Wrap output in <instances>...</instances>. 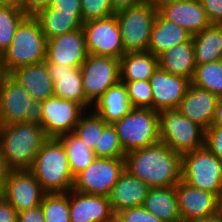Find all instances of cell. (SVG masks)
Instances as JSON below:
<instances>
[{
    "label": "cell",
    "instance_id": "31",
    "mask_svg": "<svg viewBox=\"0 0 222 222\" xmlns=\"http://www.w3.org/2000/svg\"><path fill=\"white\" fill-rule=\"evenodd\" d=\"M57 139L65 148L69 167L74 177L95 160L96 156L94 151L90 149L76 134H65Z\"/></svg>",
    "mask_w": 222,
    "mask_h": 222
},
{
    "label": "cell",
    "instance_id": "35",
    "mask_svg": "<svg viewBox=\"0 0 222 222\" xmlns=\"http://www.w3.org/2000/svg\"><path fill=\"white\" fill-rule=\"evenodd\" d=\"M40 206L45 222H70L68 192L46 193Z\"/></svg>",
    "mask_w": 222,
    "mask_h": 222
},
{
    "label": "cell",
    "instance_id": "36",
    "mask_svg": "<svg viewBox=\"0 0 222 222\" xmlns=\"http://www.w3.org/2000/svg\"><path fill=\"white\" fill-rule=\"evenodd\" d=\"M93 151L96 157L102 158H125L126 155L112 124L105 126Z\"/></svg>",
    "mask_w": 222,
    "mask_h": 222
},
{
    "label": "cell",
    "instance_id": "45",
    "mask_svg": "<svg viewBox=\"0 0 222 222\" xmlns=\"http://www.w3.org/2000/svg\"><path fill=\"white\" fill-rule=\"evenodd\" d=\"M18 212L13 206L5 200L3 196L0 197V222H17Z\"/></svg>",
    "mask_w": 222,
    "mask_h": 222
},
{
    "label": "cell",
    "instance_id": "47",
    "mask_svg": "<svg viewBox=\"0 0 222 222\" xmlns=\"http://www.w3.org/2000/svg\"><path fill=\"white\" fill-rule=\"evenodd\" d=\"M10 171L11 169L8 167L7 163L5 162L0 150V191L1 192H3Z\"/></svg>",
    "mask_w": 222,
    "mask_h": 222
},
{
    "label": "cell",
    "instance_id": "9",
    "mask_svg": "<svg viewBox=\"0 0 222 222\" xmlns=\"http://www.w3.org/2000/svg\"><path fill=\"white\" fill-rule=\"evenodd\" d=\"M125 171V158L96 157L74 178L73 189L91 195L108 197Z\"/></svg>",
    "mask_w": 222,
    "mask_h": 222
},
{
    "label": "cell",
    "instance_id": "46",
    "mask_svg": "<svg viewBox=\"0 0 222 222\" xmlns=\"http://www.w3.org/2000/svg\"><path fill=\"white\" fill-rule=\"evenodd\" d=\"M114 14L126 10L128 8L136 7L144 3L143 0H111Z\"/></svg>",
    "mask_w": 222,
    "mask_h": 222
},
{
    "label": "cell",
    "instance_id": "1",
    "mask_svg": "<svg viewBox=\"0 0 222 222\" xmlns=\"http://www.w3.org/2000/svg\"><path fill=\"white\" fill-rule=\"evenodd\" d=\"M181 168V155L162 142L125 155V170L150 188L176 186L181 180Z\"/></svg>",
    "mask_w": 222,
    "mask_h": 222
},
{
    "label": "cell",
    "instance_id": "43",
    "mask_svg": "<svg viewBox=\"0 0 222 222\" xmlns=\"http://www.w3.org/2000/svg\"><path fill=\"white\" fill-rule=\"evenodd\" d=\"M17 222H45L41 206L18 212Z\"/></svg>",
    "mask_w": 222,
    "mask_h": 222
},
{
    "label": "cell",
    "instance_id": "7",
    "mask_svg": "<svg viewBox=\"0 0 222 222\" xmlns=\"http://www.w3.org/2000/svg\"><path fill=\"white\" fill-rule=\"evenodd\" d=\"M181 180L218 195L222 191V160L205 146L181 155Z\"/></svg>",
    "mask_w": 222,
    "mask_h": 222
},
{
    "label": "cell",
    "instance_id": "20",
    "mask_svg": "<svg viewBox=\"0 0 222 222\" xmlns=\"http://www.w3.org/2000/svg\"><path fill=\"white\" fill-rule=\"evenodd\" d=\"M47 67L54 83V96L81 104L87 111L92 109L93 105L86 99L83 91L80 67L48 62Z\"/></svg>",
    "mask_w": 222,
    "mask_h": 222
},
{
    "label": "cell",
    "instance_id": "22",
    "mask_svg": "<svg viewBox=\"0 0 222 222\" xmlns=\"http://www.w3.org/2000/svg\"><path fill=\"white\" fill-rule=\"evenodd\" d=\"M10 76L30 94L34 101L43 102L54 96V83L49 74L47 61L17 68L10 73Z\"/></svg>",
    "mask_w": 222,
    "mask_h": 222
},
{
    "label": "cell",
    "instance_id": "26",
    "mask_svg": "<svg viewBox=\"0 0 222 222\" xmlns=\"http://www.w3.org/2000/svg\"><path fill=\"white\" fill-rule=\"evenodd\" d=\"M158 65L170 74L192 80L196 67L192 38L161 53L158 56Z\"/></svg>",
    "mask_w": 222,
    "mask_h": 222
},
{
    "label": "cell",
    "instance_id": "29",
    "mask_svg": "<svg viewBox=\"0 0 222 222\" xmlns=\"http://www.w3.org/2000/svg\"><path fill=\"white\" fill-rule=\"evenodd\" d=\"M119 60L120 81L149 80L159 66L158 57L149 51L126 52Z\"/></svg>",
    "mask_w": 222,
    "mask_h": 222
},
{
    "label": "cell",
    "instance_id": "51",
    "mask_svg": "<svg viewBox=\"0 0 222 222\" xmlns=\"http://www.w3.org/2000/svg\"><path fill=\"white\" fill-rule=\"evenodd\" d=\"M188 222H222V219L219 216L214 215L208 218L190 220Z\"/></svg>",
    "mask_w": 222,
    "mask_h": 222
},
{
    "label": "cell",
    "instance_id": "34",
    "mask_svg": "<svg viewBox=\"0 0 222 222\" xmlns=\"http://www.w3.org/2000/svg\"><path fill=\"white\" fill-rule=\"evenodd\" d=\"M26 16L19 6H0V54L10 46L18 25Z\"/></svg>",
    "mask_w": 222,
    "mask_h": 222
},
{
    "label": "cell",
    "instance_id": "25",
    "mask_svg": "<svg viewBox=\"0 0 222 222\" xmlns=\"http://www.w3.org/2000/svg\"><path fill=\"white\" fill-rule=\"evenodd\" d=\"M92 108L107 124H113L133 109L121 81L107 89Z\"/></svg>",
    "mask_w": 222,
    "mask_h": 222
},
{
    "label": "cell",
    "instance_id": "28",
    "mask_svg": "<svg viewBox=\"0 0 222 222\" xmlns=\"http://www.w3.org/2000/svg\"><path fill=\"white\" fill-rule=\"evenodd\" d=\"M47 40L82 28L81 12L65 13L50 6L36 16Z\"/></svg>",
    "mask_w": 222,
    "mask_h": 222
},
{
    "label": "cell",
    "instance_id": "30",
    "mask_svg": "<svg viewBox=\"0 0 222 222\" xmlns=\"http://www.w3.org/2000/svg\"><path fill=\"white\" fill-rule=\"evenodd\" d=\"M195 64L222 60V25L210 24L192 35Z\"/></svg>",
    "mask_w": 222,
    "mask_h": 222
},
{
    "label": "cell",
    "instance_id": "50",
    "mask_svg": "<svg viewBox=\"0 0 222 222\" xmlns=\"http://www.w3.org/2000/svg\"><path fill=\"white\" fill-rule=\"evenodd\" d=\"M144 4H148L157 10L160 9L164 4L170 3L174 0H143Z\"/></svg>",
    "mask_w": 222,
    "mask_h": 222
},
{
    "label": "cell",
    "instance_id": "53",
    "mask_svg": "<svg viewBox=\"0 0 222 222\" xmlns=\"http://www.w3.org/2000/svg\"><path fill=\"white\" fill-rule=\"evenodd\" d=\"M21 0H0V6H20Z\"/></svg>",
    "mask_w": 222,
    "mask_h": 222
},
{
    "label": "cell",
    "instance_id": "39",
    "mask_svg": "<svg viewBox=\"0 0 222 222\" xmlns=\"http://www.w3.org/2000/svg\"><path fill=\"white\" fill-rule=\"evenodd\" d=\"M117 222H164L142 206L127 208L115 215Z\"/></svg>",
    "mask_w": 222,
    "mask_h": 222
},
{
    "label": "cell",
    "instance_id": "41",
    "mask_svg": "<svg viewBox=\"0 0 222 222\" xmlns=\"http://www.w3.org/2000/svg\"><path fill=\"white\" fill-rule=\"evenodd\" d=\"M211 24L222 25V0H199Z\"/></svg>",
    "mask_w": 222,
    "mask_h": 222
},
{
    "label": "cell",
    "instance_id": "42",
    "mask_svg": "<svg viewBox=\"0 0 222 222\" xmlns=\"http://www.w3.org/2000/svg\"><path fill=\"white\" fill-rule=\"evenodd\" d=\"M51 0H21L20 8L27 16H36L41 10L50 6Z\"/></svg>",
    "mask_w": 222,
    "mask_h": 222
},
{
    "label": "cell",
    "instance_id": "21",
    "mask_svg": "<svg viewBox=\"0 0 222 222\" xmlns=\"http://www.w3.org/2000/svg\"><path fill=\"white\" fill-rule=\"evenodd\" d=\"M218 99L212 92L191 84L177 109L206 130L211 126Z\"/></svg>",
    "mask_w": 222,
    "mask_h": 222
},
{
    "label": "cell",
    "instance_id": "6",
    "mask_svg": "<svg viewBox=\"0 0 222 222\" xmlns=\"http://www.w3.org/2000/svg\"><path fill=\"white\" fill-rule=\"evenodd\" d=\"M159 137L172 151L183 155L204 146L205 129L178 109L159 112Z\"/></svg>",
    "mask_w": 222,
    "mask_h": 222
},
{
    "label": "cell",
    "instance_id": "49",
    "mask_svg": "<svg viewBox=\"0 0 222 222\" xmlns=\"http://www.w3.org/2000/svg\"><path fill=\"white\" fill-rule=\"evenodd\" d=\"M9 72L7 71L5 67V62L3 60V55L0 54V91L3 87L5 79L9 76Z\"/></svg>",
    "mask_w": 222,
    "mask_h": 222
},
{
    "label": "cell",
    "instance_id": "12",
    "mask_svg": "<svg viewBox=\"0 0 222 222\" xmlns=\"http://www.w3.org/2000/svg\"><path fill=\"white\" fill-rule=\"evenodd\" d=\"M88 54L120 59L124 54L122 36L116 15L82 24Z\"/></svg>",
    "mask_w": 222,
    "mask_h": 222
},
{
    "label": "cell",
    "instance_id": "23",
    "mask_svg": "<svg viewBox=\"0 0 222 222\" xmlns=\"http://www.w3.org/2000/svg\"><path fill=\"white\" fill-rule=\"evenodd\" d=\"M149 189L147 183L125 170L108 196L114 214L127 208L142 206Z\"/></svg>",
    "mask_w": 222,
    "mask_h": 222
},
{
    "label": "cell",
    "instance_id": "27",
    "mask_svg": "<svg viewBox=\"0 0 222 222\" xmlns=\"http://www.w3.org/2000/svg\"><path fill=\"white\" fill-rule=\"evenodd\" d=\"M142 207L164 222H182L178 209L176 186L150 188Z\"/></svg>",
    "mask_w": 222,
    "mask_h": 222
},
{
    "label": "cell",
    "instance_id": "44",
    "mask_svg": "<svg viewBox=\"0 0 222 222\" xmlns=\"http://www.w3.org/2000/svg\"><path fill=\"white\" fill-rule=\"evenodd\" d=\"M50 7L61 12H81V0H51Z\"/></svg>",
    "mask_w": 222,
    "mask_h": 222
},
{
    "label": "cell",
    "instance_id": "5",
    "mask_svg": "<svg viewBox=\"0 0 222 222\" xmlns=\"http://www.w3.org/2000/svg\"><path fill=\"white\" fill-rule=\"evenodd\" d=\"M112 125L125 153L160 142L159 112L151 108H133Z\"/></svg>",
    "mask_w": 222,
    "mask_h": 222
},
{
    "label": "cell",
    "instance_id": "10",
    "mask_svg": "<svg viewBox=\"0 0 222 222\" xmlns=\"http://www.w3.org/2000/svg\"><path fill=\"white\" fill-rule=\"evenodd\" d=\"M158 10L148 4L116 13L124 51H148L151 28Z\"/></svg>",
    "mask_w": 222,
    "mask_h": 222
},
{
    "label": "cell",
    "instance_id": "13",
    "mask_svg": "<svg viewBox=\"0 0 222 222\" xmlns=\"http://www.w3.org/2000/svg\"><path fill=\"white\" fill-rule=\"evenodd\" d=\"M42 128L48 138L73 133L81 116L87 111L81 104L52 96L42 102Z\"/></svg>",
    "mask_w": 222,
    "mask_h": 222
},
{
    "label": "cell",
    "instance_id": "16",
    "mask_svg": "<svg viewBox=\"0 0 222 222\" xmlns=\"http://www.w3.org/2000/svg\"><path fill=\"white\" fill-rule=\"evenodd\" d=\"M88 56L83 29L47 40L46 61L68 67H81Z\"/></svg>",
    "mask_w": 222,
    "mask_h": 222
},
{
    "label": "cell",
    "instance_id": "37",
    "mask_svg": "<svg viewBox=\"0 0 222 222\" xmlns=\"http://www.w3.org/2000/svg\"><path fill=\"white\" fill-rule=\"evenodd\" d=\"M121 82L126 87L128 99L133 108L153 109V96L149 80Z\"/></svg>",
    "mask_w": 222,
    "mask_h": 222
},
{
    "label": "cell",
    "instance_id": "17",
    "mask_svg": "<svg viewBox=\"0 0 222 222\" xmlns=\"http://www.w3.org/2000/svg\"><path fill=\"white\" fill-rule=\"evenodd\" d=\"M70 222H115L108 197L68 191Z\"/></svg>",
    "mask_w": 222,
    "mask_h": 222
},
{
    "label": "cell",
    "instance_id": "4",
    "mask_svg": "<svg viewBox=\"0 0 222 222\" xmlns=\"http://www.w3.org/2000/svg\"><path fill=\"white\" fill-rule=\"evenodd\" d=\"M47 39L35 16H26L18 25L10 46L3 53L9 74L20 67L46 61Z\"/></svg>",
    "mask_w": 222,
    "mask_h": 222
},
{
    "label": "cell",
    "instance_id": "38",
    "mask_svg": "<svg viewBox=\"0 0 222 222\" xmlns=\"http://www.w3.org/2000/svg\"><path fill=\"white\" fill-rule=\"evenodd\" d=\"M114 15L111 0H81V16L84 22Z\"/></svg>",
    "mask_w": 222,
    "mask_h": 222
},
{
    "label": "cell",
    "instance_id": "3",
    "mask_svg": "<svg viewBox=\"0 0 222 222\" xmlns=\"http://www.w3.org/2000/svg\"><path fill=\"white\" fill-rule=\"evenodd\" d=\"M47 193L68 192L73 189L74 176L63 144L49 138L39 149L30 169Z\"/></svg>",
    "mask_w": 222,
    "mask_h": 222
},
{
    "label": "cell",
    "instance_id": "15",
    "mask_svg": "<svg viewBox=\"0 0 222 222\" xmlns=\"http://www.w3.org/2000/svg\"><path fill=\"white\" fill-rule=\"evenodd\" d=\"M153 96V110L164 111L177 109L186 94L191 80L180 75H173L159 66L149 78Z\"/></svg>",
    "mask_w": 222,
    "mask_h": 222
},
{
    "label": "cell",
    "instance_id": "11",
    "mask_svg": "<svg viewBox=\"0 0 222 222\" xmlns=\"http://www.w3.org/2000/svg\"><path fill=\"white\" fill-rule=\"evenodd\" d=\"M80 69L83 91L92 105L120 81V60L113 57L88 54Z\"/></svg>",
    "mask_w": 222,
    "mask_h": 222
},
{
    "label": "cell",
    "instance_id": "19",
    "mask_svg": "<svg viewBox=\"0 0 222 222\" xmlns=\"http://www.w3.org/2000/svg\"><path fill=\"white\" fill-rule=\"evenodd\" d=\"M158 11L192 35L203 31L211 24L199 0H174L164 4Z\"/></svg>",
    "mask_w": 222,
    "mask_h": 222
},
{
    "label": "cell",
    "instance_id": "40",
    "mask_svg": "<svg viewBox=\"0 0 222 222\" xmlns=\"http://www.w3.org/2000/svg\"><path fill=\"white\" fill-rule=\"evenodd\" d=\"M204 146L222 160V127L211 125L205 130Z\"/></svg>",
    "mask_w": 222,
    "mask_h": 222
},
{
    "label": "cell",
    "instance_id": "33",
    "mask_svg": "<svg viewBox=\"0 0 222 222\" xmlns=\"http://www.w3.org/2000/svg\"><path fill=\"white\" fill-rule=\"evenodd\" d=\"M106 125L107 123L91 109L81 116L73 133L94 150Z\"/></svg>",
    "mask_w": 222,
    "mask_h": 222
},
{
    "label": "cell",
    "instance_id": "8",
    "mask_svg": "<svg viewBox=\"0 0 222 222\" xmlns=\"http://www.w3.org/2000/svg\"><path fill=\"white\" fill-rule=\"evenodd\" d=\"M42 102L34 101L10 75L0 91V125L33 123L42 126Z\"/></svg>",
    "mask_w": 222,
    "mask_h": 222
},
{
    "label": "cell",
    "instance_id": "24",
    "mask_svg": "<svg viewBox=\"0 0 222 222\" xmlns=\"http://www.w3.org/2000/svg\"><path fill=\"white\" fill-rule=\"evenodd\" d=\"M192 34L185 28L166 19L159 11L151 28L148 51L159 56L164 51L181 43H186Z\"/></svg>",
    "mask_w": 222,
    "mask_h": 222
},
{
    "label": "cell",
    "instance_id": "48",
    "mask_svg": "<svg viewBox=\"0 0 222 222\" xmlns=\"http://www.w3.org/2000/svg\"><path fill=\"white\" fill-rule=\"evenodd\" d=\"M211 125H218L222 127V98H219L217 101Z\"/></svg>",
    "mask_w": 222,
    "mask_h": 222
},
{
    "label": "cell",
    "instance_id": "14",
    "mask_svg": "<svg viewBox=\"0 0 222 222\" xmlns=\"http://www.w3.org/2000/svg\"><path fill=\"white\" fill-rule=\"evenodd\" d=\"M46 193L30 170H11L2 196L20 212L39 206Z\"/></svg>",
    "mask_w": 222,
    "mask_h": 222
},
{
    "label": "cell",
    "instance_id": "52",
    "mask_svg": "<svg viewBox=\"0 0 222 222\" xmlns=\"http://www.w3.org/2000/svg\"><path fill=\"white\" fill-rule=\"evenodd\" d=\"M216 215L222 219V191L217 195Z\"/></svg>",
    "mask_w": 222,
    "mask_h": 222
},
{
    "label": "cell",
    "instance_id": "2",
    "mask_svg": "<svg viewBox=\"0 0 222 222\" xmlns=\"http://www.w3.org/2000/svg\"><path fill=\"white\" fill-rule=\"evenodd\" d=\"M48 139L41 125L27 122L0 125V150L11 170H30Z\"/></svg>",
    "mask_w": 222,
    "mask_h": 222
},
{
    "label": "cell",
    "instance_id": "18",
    "mask_svg": "<svg viewBox=\"0 0 222 222\" xmlns=\"http://www.w3.org/2000/svg\"><path fill=\"white\" fill-rule=\"evenodd\" d=\"M176 192L182 222L216 215V194L193 188L183 180L176 185Z\"/></svg>",
    "mask_w": 222,
    "mask_h": 222
},
{
    "label": "cell",
    "instance_id": "32",
    "mask_svg": "<svg viewBox=\"0 0 222 222\" xmlns=\"http://www.w3.org/2000/svg\"><path fill=\"white\" fill-rule=\"evenodd\" d=\"M191 84L222 98V60L197 64Z\"/></svg>",
    "mask_w": 222,
    "mask_h": 222
}]
</instances>
